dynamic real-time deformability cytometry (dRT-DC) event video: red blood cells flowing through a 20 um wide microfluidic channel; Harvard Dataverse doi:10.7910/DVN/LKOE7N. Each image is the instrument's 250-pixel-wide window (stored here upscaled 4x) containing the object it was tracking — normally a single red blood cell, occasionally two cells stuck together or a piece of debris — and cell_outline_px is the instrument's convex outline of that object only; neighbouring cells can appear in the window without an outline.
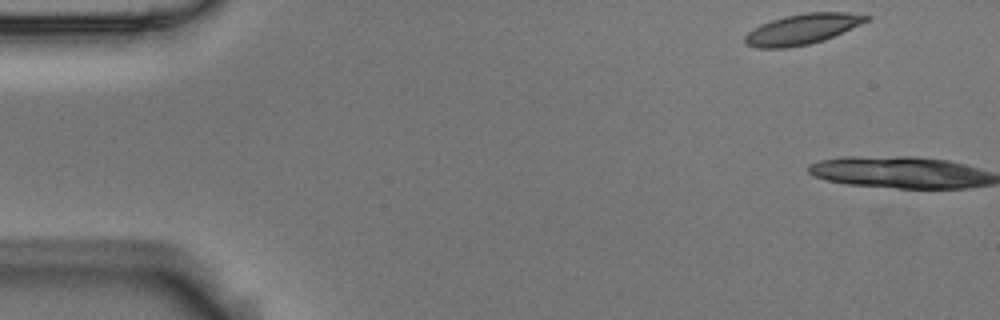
{"species": "Egyptian fruit bat (a non-hibernating species)", "species_latin": "Rousettus aegyptiacus", "temperature_condition": "room temperature", "stored_images_in_passage": 2, "camera_frame_rate_fps": 3000, "um_per_image_px": 0.085, "animal": {"sex": "male"}, "frame": {"image": 1, "passage_image": 1, "time_ms": 0.0, "image_size_px": [1000, 320], "cell_outline_px": [[872, 16], [868, 20], [860, 24], [824, 40], [808, 44], [788, 48], [756, 48], [744, 44], [744, 36], [748, 32], [760, 24], [784, 16], [808, 12], [848, 12]], "centroid_in_image_um": [68.16, 2.48], "position_along_channel_um": 16.8, "area_um2": 21.5}}